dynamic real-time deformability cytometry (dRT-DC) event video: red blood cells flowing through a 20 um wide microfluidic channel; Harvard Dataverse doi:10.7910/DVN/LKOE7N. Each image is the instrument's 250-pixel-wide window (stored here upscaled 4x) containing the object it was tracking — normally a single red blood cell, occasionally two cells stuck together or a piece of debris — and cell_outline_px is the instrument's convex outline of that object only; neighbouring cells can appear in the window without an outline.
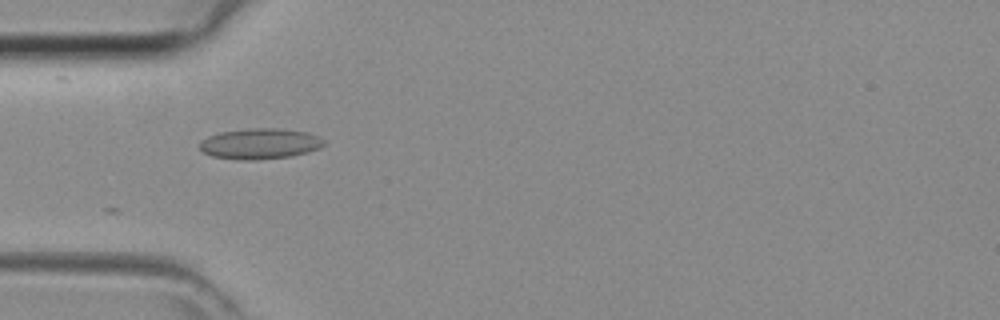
{"species": "common noctule bat (a hibernating species)", "species_latin": "Nyctalus noctula", "temperature_condition": "room temperature", "stored_images_in_passage": 19, "camera_frame_rate_fps": 3000, "um_per_image_px": 0.085, "animal": {"sex": "female", "body_mass_g": 29.2, "forearm_length_mm": 56.3}, "frame": {"image": 1, "passage_image": 1, "time_ms": 0.0, "image_size_px": [1000, 320], "cell_outline_px": [[324, 144], [320, 148], [308, 152], [292, 156], [256, 160], [236, 160], [212, 156], [204, 152], [200, 148], [200, 144], [208, 136], [220, 132], [252, 128], [276, 128], [308, 132], [320, 136], [324, 140]], "centroid_in_image_um": [22.13, 12.22], "position_along_channel_um": 62.9, "area_um2": 22.25}}
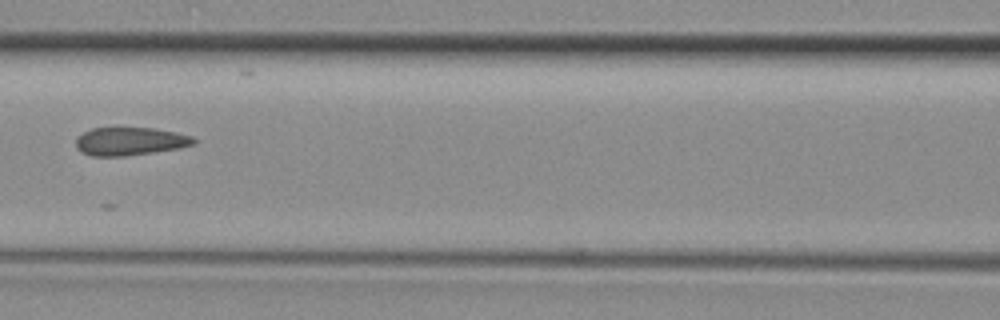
{"frame": {"image": 2, "passage_image": 7, "time_ms": 2.0, "image_size_px": [1000, 320], "cell_outline_px": [[196, 144], [180, 148], [124, 156], [92, 156], [80, 152], [76, 148], [76, 140], [84, 132], [92, 128], [152, 128], [176, 132], [192, 136], [196, 140]], "centroid_in_image_um": [11.06, 12.02], "position_along_channel_um": 155.5, "area_um2": 19.25}}
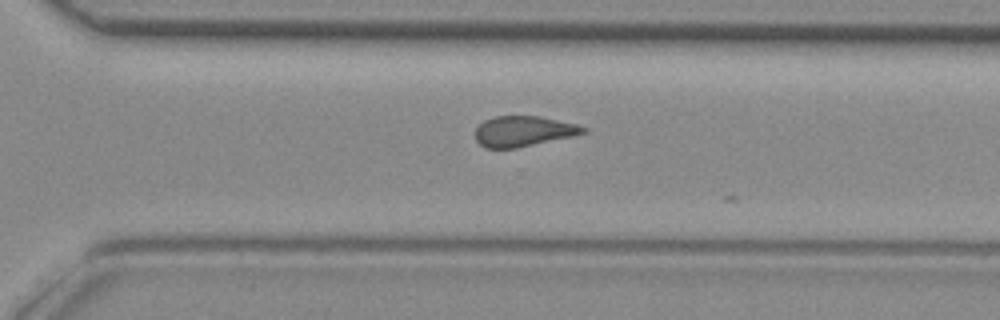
{"frame": {"image": 3, "passage_image": 18, "time_ms": 5.667, "image_size_px": [1000, 320], "cell_outline_px": [[588, 132], [572, 136], [516, 148], [484, 148], [476, 140], [476, 128], [484, 120], [496, 116], [540, 116], [576, 124], [588, 128]], "centroid_in_image_um": [44.49, 11.15], "position_along_channel_um": 326.1, "area_um2": 19.07}}